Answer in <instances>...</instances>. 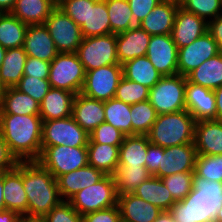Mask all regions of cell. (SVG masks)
Segmentation results:
<instances>
[{"instance_id": "cell-17", "label": "cell", "mask_w": 222, "mask_h": 222, "mask_svg": "<svg viewBox=\"0 0 222 222\" xmlns=\"http://www.w3.org/2000/svg\"><path fill=\"white\" fill-rule=\"evenodd\" d=\"M208 30V22L196 14L178 7L172 29V39L178 49L188 46L194 40L204 35Z\"/></svg>"}, {"instance_id": "cell-40", "label": "cell", "mask_w": 222, "mask_h": 222, "mask_svg": "<svg viewBox=\"0 0 222 222\" xmlns=\"http://www.w3.org/2000/svg\"><path fill=\"white\" fill-rule=\"evenodd\" d=\"M157 116L158 114L149 100L131 105L132 135H147Z\"/></svg>"}, {"instance_id": "cell-24", "label": "cell", "mask_w": 222, "mask_h": 222, "mask_svg": "<svg viewBox=\"0 0 222 222\" xmlns=\"http://www.w3.org/2000/svg\"><path fill=\"white\" fill-rule=\"evenodd\" d=\"M194 144L197 154H222V121L200 120L195 123Z\"/></svg>"}, {"instance_id": "cell-56", "label": "cell", "mask_w": 222, "mask_h": 222, "mask_svg": "<svg viewBox=\"0 0 222 222\" xmlns=\"http://www.w3.org/2000/svg\"><path fill=\"white\" fill-rule=\"evenodd\" d=\"M19 214L12 210H4L0 212V222H18Z\"/></svg>"}, {"instance_id": "cell-14", "label": "cell", "mask_w": 222, "mask_h": 222, "mask_svg": "<svg viewBox=\"0 0 222 222\" xmlns=\"http://www.w3.org/2000/svg\"><path fill=\"white\" fill-rule=\"evenodd\" d=\"M146 56L162 76L178 74V47L171 34L152 35Z\"/></svg>"}, {"instance_id": "cell-3", "label": "cell", "mask_w": 222, "mask_h": 222, "mask_svg": "<svg viewBox=\"0 0 222 222\" xmlns=\"http://www.w3.org/2000/svg\"><path fill=\"white\" fill-rule=\"evenodd\" d=\"M23 186L28 199V214L45 216L63 201L57 179L38 161H23Z\"/></svg>"}, {"instance_id": "cell-50", "label": "cell", "mask_w": 222, "mask_h": 222, "mask_svg": "<svg viewBox=\"0 0 222 222\" xmlns=\"http://www.w3.org/2000/svg\"><path fill=\"white\" fill-rule=\"evenodd\" d=\"M121 220L118 205L87 213L83 216V222H119Z\"/></svg>"}, {"instance_id": "cell-13", "label": "cell", "mask_w": 222, "mask_h": 222, "mask_svg": "<svg viewBox=\"0 0 222 222\" xmlns=\"http://www.w3.org/2000/svg\"><path fill=\"white\" fill-rule=\"evenodd\" d=\"M220 52L217 42L206 32L188 46L178 49V74L187 76L206 60Z\"/></svg>"}, {"instance_id": "cell-33", "label": "cell", "mask_w": 222, "mask_h": 222, "mask_svg": "<svg viewBox=\"0 0 222 222\" xmlns=\"http://www.w3.org/2000/svg\"><path fill=\"white\" fill-rule=\"evenodd\" d=\"M120 145L88 143V165L101 170L105 175H113L119 166Z\"/></svg>"}, {"instance_id": "cell-52", "label": "cell", "mask_w": 222, "mask_h": 222, "mask_svg": "<svg viewBox=\"0 0 222 222\" xmlns=\"http://www.w3.org/2000/svg\"><path fill=\"white\" fill-rule=\"evenodd\" d=\"M161 154H164V148L152 143L148 144L147 155L145 159V167L151 175L158 172Z\"/></svg>"}, {"instance_id": "cell-60", "label": "cell", "mask_w": 222, "mask_h": 222, "mask_svg": "<svg viewBox=\"0 0 222 222\" xmlns=\"http://www.w3.org/2000/svg\"><path fill=\"white\" fill-rule=\"evenodd\" d=\"M6 210L3 197V173L0 174V212Z\"/></svg>"}, {"instance_id": "cell-34", "label": "cell", "mask_w": 222, "mask_h": 222, "mask_svg": "<svg viewBox=\"0 0 222 222\" xmlns=\"http://www.w3.org/2000/svg\"><path fill=\"white\" fill-rule=\"evenodd\" d=\"M123 76L149 89L163 77L153 66L147 56L136 57L123 65Z\"/></svg>"}, {"instance_id": "cell-53", "label": "cell", "mask_w": 222, "mask_h": 222, "mask_svg": "<svg viewBox=\"0 0 222 222\" xmlns=\"http://www.w3.org/2000/svg\"><path fill=\"white\" fill-rule=\"evenodd\" d=\"M18 161L10 153L8 145L0 133V174L14 169Z\"/></svg>"}, {"instance_id": "cell-10", "label": "cell", "mask_w": 222, "mask_h": 222, "mask_svg": "<svg viewBox=\"0 0 222 222\" xmlns=\"http://www.w3.org/2000/svg\"><path fill=\"white\" fill-rule=\"evenodd\" d=\"M89 134L72 116L42 122V151L48 146L87 147Z\"/></svg>"}, {"instance_id": "cell-12", "label": "cell", "mask_w": 222, "mask_h": 222, "mask_svg": "<svg viewBox=\"0 0 222 222\" xmlns=\"http://www.w3.org/2000/svg\"><path fill=\"white\" fill-rule=\"evenodd\" d=\"M122 76L121 64L107 65L87 71L81 93L96 100H110L115 97Z\"/></svg>"}, {"instance_id": "cell-29", "label": "cell", "mask_w": 222, "mask_h": 222, "mask_svg": "<svg viewBox=\"0 0 222 222\" xmlns=\"http://www.w3.org/2000/svg\"><path fill=\"white\" fill-rule=\"evenodd\" d=\"M133 194L144 199L162 211H170L176 202L161 178L151 175L146 181L142 182Z\"/></svg>"}, {"instance_id": "cell-31", "label": "cell", "mask_w": 222, "mask_h": 222, "mask_svg": "<svg viewBox=\"0 0 222 222\" xmlns=\"http://www.w3.org/2000/svg\"><path fill=\"white\" fill-rule=\"evenodd\" d=\"M148 135L125 136L119 147L118 167L145 166L148 144Z\"/></svg>"}, {"instance_id": "cell-23", "label": "cell", "mask_w": 222, "mask_h": 222, "mask_svg": "<svg viewBox=\"0 0 222 222\" xmlns=\"http://www.w3.org/2000/svg\"><path fill=\"white\" fill-rule=\"evenodd\" d=\"M117 205L124 222H154L163 212L133 193L119 195Z\"/></svg>"}, {"instance_id": "cell-64", "label": "cell", "mask_w": 222, "mask_h": 222, "mask_svg": "<svg viewBox=\"0 0 222 222\" xmlns=\"http://www.w3.org/2000/svg\"><path fill=\"white\" fill-rule=\"evenodd\" d=\"M4 90H5V87L0 82V103H1V100H2V95L4 93Z\"/></svg>"}, {"instance_id": "cell-5", "label": "cell", "mask_w": 222, "mask_h": 222, "mask_svg": "<svg viewBox=\"0 0 222 222\" xmlns=\"http://www.w3.org/2000/svg\"><path fill=\"white\" fill-rule=\"evenodd\" d=\"M68 202L81 216L117 205L118 195L113 175H105L97 183L74 194Z\"/></svg>"}, {"instance_id": "cell-36", "label": "cell", "mask_w": 222, "mask_h": 222, "mask_svg": "<svg viewBox=\"0 0 222 222\" xmlns=\"http://www.w3.org/2000/svg\"><path fill=\"white\" fill-rule=\"evenodd\" d=\"M27 27L11 13H0V45L5 49L23 47Z\"/></svg>"}, {"instance_id": "cell-61", "label": "cell", "mask_w": 222, "mask_h": 222, "mask_svg": "<svg viewBox=\"0 0 222 222\" xmlns=\"http://www.w3.org/2000/svg\"><path fill=\"white\" fill-rule=\"evenodd\" d=\"M7 49H5L4 47H2L0 45V67L3 63V60H4V56H5V53H6Z\"/></svg>"}, {"instance_id": "cell-38", "label": "cell", "mask_w": 222, "mask_h": 222, "mask_svg": "<svg viewBox=\"0 0 222 222\" xmlns=\"http://www.w3.org/2000/svg\"><path fill=\"white\" fill-rule=\"evenodd\" d=\"M150 176L151 174L145 166L117 167L113 174L117 195L133 193V191Z\"/></svg>"}, {"instance_id": "cell-15", "label": "cell", "mask_w": 222, "mask_h": 222, "mask_svg": "<svg viewBox=\"0 0 222 222\" xmlns=\"http://www.w3.org/2000/svg\"><path fill=\"white\" fill-rule=\"evenodd\" d=\"M197 155L194 143L166 147L154 176L162 178L181 172H194Z\"/></svg>"}, {"instance_id": "cell-19", "label": "cell", "mask_w": 222, "mask_h": 222, "mask_svg": "<svg viewBox=\"0 0 222 222\" xmlns=\"http://www.w3.org/2000/svg\"><path fill=\"white\" fill-rule=\"evenodd\" d=\"M150 38L151 35L139 25L125 32L116 34L119 64L123 65L136 57L146 56Z\"/></svg>"}, {"instance_id": "cell-11", "label": "cell", "mask_w": 222, "mask_h": 222, "mask_svg": "<svg viewBox=\"0 0 222 222\" xmlns=\"http://www.w3.org/2000/svg\"><path fill=\"white\" fill-rule=\"evenodd\" d=\"M58 53L76 52L83 36L81 28L62 9L55 7L44 22Z\"/></svg>"}, {"instance_id": "cell-26", "label": "cell", "mask_w": 222, "mask_h": 222, "mask_svg": "<svg viewBox=\"0 0 222 222\" xmlns=\"http://www.w3.org/2000/svg\"><path fill=\"white\" fill-rule=\"evenodd\" d=\"M74 98L75 94L72 92L51 87L40 102L42 121L72 116Z\"/></svg>"}, {"instance_id": "cell-43", "label": "cell", "mask_w": 222, "mask_h": 222, "mask_svg": "<svg viewBox=\"0 0 222 222\" xmlns=\"http://www.w3.org/2000/svg\"><path fill=\"white\" fill-rule=\"evenodd\" d=\"M179 3L184 10L207 19V22L222 15V0H181Z\"/></svg>"}, {"instance_id": "cell-59", "label": "cell", "mask_w": 222, "mask_h": 222, "mask_svg": "<svg viewBox=\"0 0 222 222\" xmlns=\"http://www.w3.org/2000/svg\"><path fill=\"white\" fill-rule=\"evenodd\" d=\"M154 222H175L169 211H163Z\"/></svg>"}, {"instance_id": "cell-58", "label": "cell", "mask_w": 222, "mask_h": 222, "mask_svg": "<svg viewBox=\"0 0 222 222\" xmlns=\"http://www.w3.org/2000/svg\"><path fill=\"white\" fill-rule=\"evenodd\" d=\"M16 0H0V13H10Z\"/></svg>"}, {"instance_id": "cell-21", "label": "cell", "mask_w": 222, "mask_h": 222, "mask_svg": "<svg viewBox=\"0 0 222 222\" xmlns=\"http://www.w3.org/2000/svg\"><path fill=\"white\" fill-rule=\"evenodd\" d=\"M179 6L177 1L162 0L138 25L151 36L171 34Z\"/></svg>"}, {"instance_id": "cell-48", "label": "cell", "mask_w": 222, "mask_h": 222, "mask_svg": "<svg viewBox=\"0 0 222 222\" xmlns=\"http://www.w3.org/2000/svg\"><path fill=\"white\" fill-rule=\"evenodd\" d=\"M59 8L79 27L87 22L88 0H66Z\"/></svg>"}, {"instance_id": "cell-63", "label": "cell", "mask_w": 222, "mask_h": 222, "mask_svg": "<svg viewBox=\"0 0 222 222\" xmlns=\"http://www.w3.org/2000/svg\"><path fill=\"white\" fill-rule=\"evenodd\" d=\"M66 0H50V2L55 6L59 7L61 6Z\"/></svg>"}, {"instance_id": "cell-7", "label": "cell", "mask_w": 222, "mask_h": 222, "mask_svg": "<svg viewBox=\"0 0 222 222\" xmlns=\"http://www.w3.org/2000/svg\"><path fill=\"white\" fill-rule=\"evenodd\" d=\"M187 77L180 74L163 76L149 89V102L158 115L176 113L186 109L185 87Z\"/></svg>"}, {"instance_id": "cell-25", "label": "cell", "mask_w": 222, "mask_h": 222, "mask_svg": "<svg viewBox=\"0 0 222 222\" xmlns=\"http://www.w3.org/2000/svg\"><path fill=\"white\" fill-rule=\"evenodd\" d=\"M104 176L101 170L91 165L61 175L57 178L60 197L63 201H68L74 194L97 183Z\"/></svg>"}, {"instance_id": "cell-28", "label": "cell", "mask_w": 222, "mask_h": 222, "mask_svg": "<svg viewBox=\"0 0 222 222\" xmlns=\"http://www.w3.org/2000/svg\"><path fill=\"white\" fill-rule=\"evenodd\" d=\"M80 28L83 38L112 34L105 0H88L87 22Z\"/></svg>"}, {"instance_id": "cell-35", "label": "cell", "mask_w": 222, "mask_h": 222, "mask_svg": "<svg viewBox=\"0 0 222 222\" xmlns=\"http://www.w3.org/2000/svg\"><path fill=\"white\" fill-rule=\"evenodd\" d=\"M186 77L189 82L210 90H215L222 86V51L206 60Z\"/></svg>"}, {"instance_id": "cell-1", "label": "cell", "mask_w": 222, "mask_h": 222, "mask_svg": "<svg viewBox=\"0 0 222 222\" xmlns=\"http://www.w3.org/2000/svg\"><path fill=\"white\" fill-rule=\"evenodd\" d=\"M42 118L0 115V133L17 161H37L42 152Z\"/></svg>"}, {"instance_id": "cell-2", "label": "cell", "mask_w": 222, "mask_h": 222, "mask_svg": "<svg viewBox=\"0 0 222 222\" xmlns=\"http://www.w3.org/2000/svg\"><path fill=\"white\" fill-rule=\"evenodd\" d=\"M222 207V182L211 181L194 173L193 188L181 201L175 202L170 213L175 222H214Z\"/></svg>"}, {"instance_id": "cell-51", "label": "cell", "mask_w": 222, "mask_h": 222, "mask_svg": "<svg viewBox=\"0 0 222 222\" xmlns=\"http://www.w3.org/2000/svg\"><path fill=\"white\" fill-rule=\"evenodd\" d=\"M162 0H128L134 22L138 25Z\"/></svg>"}, {"instance_id": "cell-55", "label": "cell", "mask_w": 222, "mask_h": 222, "mask_svg": "<svg viewBox=\"0 0 222 222\" xmlns=\"http://www.w3.org/2000/svg\"><path fill=\"white\" fill-rule=\"evenodd\" d=\"M216 99V120L222 121V86L214 90Z\"/></svg>"}, {"instance_id": "cell-18", "label": "cell", "mask_w": 222, "mask_h": 222, "mask_svg": "<svg viewBox=\"0 0 222 222\" xmlns=\"http://www.w3.org/2000/svg\"><path fill=\"white\" fill-rule=\"evenodd\" d=\"M3 197L5 207L20 214H28V199L23 186V161L3 173Z\"/></svg>"}, {"instance_id": "cell-41", "label": "cell", "mask_w": 222, "mask_h": 222, "mask_svg": "<svg viewBox=\"0 0 222 222\" xmlns=\"http://www.w3.org/2000/svg\"><path fill=\"white\" fill-rule=\"evenodd\" d=\"M115 98L133 105L148 100L149 88L122 76L116 89Z\"/></svg>"}, {"instance_id": "cell-49", "label": "cell", "mask_w": 222, "mask_h": 222, "mask_svg": "<svg viewBox=\"0 0 222 222\" xmlns=\"http://www.w3.org/2000/svg\"><path fill=\"white\" fill-rule=\"evenodd\" d=\"M50 72V62L39 60L34 57H27L24 76L48 80Z\"/></svg>"}, {"instance_id": "cell-27", "label": "cell", "mask_w": 222, "mask_h": 222, "mask_svg": "<svg viewBox=\"0 0 222 222\" xmlns=\"http://www.w3.org/2000/svg\"><path fill=\"white\" fill-rule=\"evenodd\" d=\"M0 115L40 116V104L15 87L5 88L0 103Z\"/></svg>"}, {"instance_id": "cell-16", "label": "cell", "mask_w": 222, "mask_h": 222, "mask_svg": "<svg viewBox=\"0 0 222 222\" xmlns=\"http://www.w3.org/2000/svg\"><path fill=\"white\" fill-rule=\"evenodd\" d=\"M186 110L194 120L216 119V99L214 90L186 81L185 87Z\"/></svg>"}, {"instance_id": "cell-39", "label": "cell", "mask_w": 222, "mask_h": 222, "mask_svg": "<svg viewBox=\"0 0 222 222\" xmlns=\"http://www.w3.org/2000/svg\"><path fill=\"white\" fill-rule=\"evenodd\" d=\"M105 2L113 34L125 32L137 25L128 0H105Z\"/></svg>"}, {"instance_id": "cell-6", "label": "cell", "mask_w": 222, "mask_h": 222, "mask_svg": "<svg viewBox=\"0 0 222 222\" xmlns=\"http://www.w3.org/2000/svg\"><path fill=\"white\" fill-rule=\"evenodd\" d=\"M86 71L76 52L58 53L50 62V87L66 90L75 95L81 93Z\"/></svg>"}, {"instance_id": "cell-42", "label": "cell", "mask_w": 222, "mask_h": 222, "mask_svg": "<svg viewBox=\"0 0 222 222\" xmlns=\"http://www.w3.org/2000/svg\"><path fill=\"white\" fill-rule=\"evenodd\" d=\"M194 173L207 180L222 182V154H198Z\"/></svg>"}, {"instance_id": "cell-8", "label": "cell", "mask_w": 222, "mask_h": 222, "mask_svg": "<svg viewBox=\"0 0 222 222\" xmlns=\"http://www.w3.org/2000/svg\"><path fill=\"white\" fill-rule=\"evenodd\" d=\"M76 54L86 72L107 65L119 64L116 34L83 38Z\"/></svg>"}, {"instance_id": "cell-44", "label": "cell", "mask_w": 222, "mask_h": 222, "mask_svg": "<svg viewBox=\"0 0 222 222\" xmlns=\"http://www.w3.org/2000/svg\"><path fill=\"white\" fill-rule=\"evenodd\" d=\"M193 177L194 172H181L162 177L161 180L177 202L183 200L192 190Z\"/></svg>"}, {"instance_id": "cell-30", "label": "cell", "mask_w": 222, "mask_h": 222, "mask_svg": "<svg viewBox=\"0 0 222 222\" xmlns=\"http://www.w3.org/2000/svg\"><path fill=\"white\" fill-rule=\"evenodd\" d=\"M55 6L50 0H16L10 12L26 25L44 24Z\"/></svg>"}, {"instance_id": "cell-22", "label": "cell", "mask_w": 222, "mask_h": 222, "mask_svg": "<svg viewBox=\"0 0 222 222\" xmlns=\"http://www.w3.org/2000/svg\"><path fill=\"white\" fill-rule=\"evenodd\" d=\"M28 57L51 62L58 54L54 41L44 24L28 25L24 45Z\"/></svg>"}, {"instance_id": "cell-57", "label": "cell", "mask_w": 222, "mask_h": 222, "mask_svg": "<svg viewBox=\"0 0 222 222\" xmlns=\"http://www.w3.org/2000/svg\"><path fill=\"white\" fill-rule=\"evenodd\" d=\"M18 222H47L45 216L31 215V214H20Z\"/></svg>"}, {"instance_id": "cell-32", "label": "cell", "mask_w": 222, "mask_h": 222, "mask_svg": "<svg viewBox=\"0 0 222 222\" xmlns=\"http://www.w3.org/2000/svg\"><path fill=\"white\" fill-rule=\"evenodd\" d=\"M27 54L23 47L7 49L0 67V82L5 87H15L24 76Z\"/></svg>"}, {"instance_id": "cell-45", "label": "cell", "mask_w": 222, "mask_h": 222, "mask_svg": "<svg viewBox=\"0 0 222 222\" xmlns=\"http://www.w3.org/2000/svg\"><path fill=\"white\" fill-rule=\"evenodd\" d=\"M124 138L125 135L119 129L103 122L89 134L88 143L121 145Z\"/></svg>"}, {"instance_id": "cell-9", "label": "cell", "mask_w": 222, "mask_h": 222, "mask_svg": "<svg viewBox=\"0 0 222 222\" xmlns=\"http://www.w3.org/2000/svg\"><path fill=\"white\" fill-rule=\"evenodd\" d=\"M56 179L88 165L87 147L48 146L37 160Z\"/></svg>"}, {"instance_id": "cell-4", "label": "cell", "mask_w": 222, "mask_h": 222, "mask_svg": "<svg viewBox=\"0 0 222 222\" xmlns=\"http://www.w3.org/2000/svg\"><path fill=\"white\" fill-rule=\"evenodd\" d=\"M195 123L186 109L160 114L147 135L150 143L163 148L194 143Z\"/></svg>"}, {"instance_id": "cell-54", "label": "cell", "mask_w": 222, "mask_h": 222, "mask_svg": "<svg viewBox=\"0 0 222 222\" xmlns=\"http://www.w3.org/2000/svg\"><path fill=\"white\" fill-rule=\"evenodd\" d=\"M207 32L217 42L219 49L222 51V15L208 21Z\"/></svg>"}, {"instance_id": "cell-62", "label": "cell", "mask_w": 222, "mask_h": 222, "mask_svg": "<svg viewBox=\"0 0 222 222\" xmlns=\"http://www.w3.org/2000/svg\"><path fill=\"white\" fill-rule=\"evenodd\" d=\"M214 222H222V207L217 210Z\"/></svg>"}, {"instance_id": "cell-46", "label": "cell", "mask_w": 222, "mask_h": 222, "mask_svg": "<svg viewBox=\"0 0 222 222\" xmlns=\"http://www.w3.org/2000/svg\"><path fill=\"white\" fill-rule=\"evenodd\" d=\"M15 88L24 94H28L40 104L51 87L49 80L23 76Z\"/></svg>"}, {"instance_id": "cell-47", "label": "cell", "mask_w": 222, "mask_h": 222, "mask_svg": "<svg viewBox=\"0 0 222 222\" xmlns=\"http://www.w3.org/2000/svg\"><path fill=\"white\" fill-rule=\"evenodd\" d=\"M47 222H83L81 216L68 201H62L46 215Z\"/></svg>"}, {"instance_id": "cell-20", "label": "cell", "mask_w": 222, "mask_h": 222, "mask_svg": "<svg viewBox=\"0 0 222 222\" xmlns=\"http://www.w3.org/2000/svg\"><path fill=\"white\" fill-rule=\"evenodd\" d=\"M72 117L81 128L90 134L105 121L104 101L78 93L73 101Z\"/></svg>"}, {"instance_id": "cell-37", "label": "cell", "mask_w": 222, "mask_h": 222, "mask_svg": "<svg viewBox=\"0 0 222 222\" xmlns=\"http://www.w3.org/2000/svg\"><path fill=\"white\" fill-rule=\"evenodd\" d=\"M105 121L119 129L125 136L132 135L131 105L115 97L104 101Z\"/></svg>"}]
</instances>
